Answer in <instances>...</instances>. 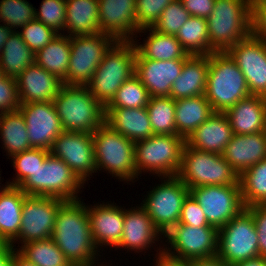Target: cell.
Segmentation results:
<instances>
[{"mask_svg":"<svg viewBox=\"0 0 266 266\" xmlns=\"http://www.w3.org/2000/svg\"><path fill=\"white\" fill-rule=\"evenodd\" d=\"M83 201H65L59 207L51 238L72 265L89 266L101 261L103 255L93 242Z\"/></svg>","mask_w":266,"mask_h":266,"instance_id":"cell-1","label":"cell"},{"mask_svg":"<svg viewBox=\"0 0 266 266\" xmlns=\"http://www.w3.org/2000/svg\"><path fill=\"white\" fill-rule=\"evenodd\" d=\"M53 102L64 131L93 134L105 123V106L86 85L63 84Z\"/></svg>","mask_w":266,"mask_h":266,"instance_id":"cell-2","label":"cell"},{"mask_svg":"<svg viewBox=\"0 0 266 266\" xmlns=\"http://www.w3.org/2000/svg\"><path fill=\"white\" fill-rule=\"evenodd\" d=\"M206 20L209 54L227 51L251 34L250 0H216Z\"/></svg>","mask_w":266,"mask_h":266,"instance_id":"cell-3","label":"cell"},{"mask_svg":"<svg viewBox=\"0 0 266 266\" xmlns=\"http://www.w3.org/2000/svg\"><path fill=\"white\" fill-rule=\"evenodd\" d=\"M204 96L214 112H226L238 101L250 96L245 77L230 55L212 52Z\"/></svg>","mask_w":266,"mask_h":266,"instance_id":"cell-4","label":"cell"},{"mask_svg":"<svg viewBox=\"0 0 266 266\" xmlns=\"http://www.w3.org/2000/svg\"><path fill=\"white\" fill-rule=\"evenodd\" d=\"M95 164L98 171L109 173L120 182L138 181L135 167V142L116 132L108 124L93 134ZM103 170V171H102Z\"/></svg>","mask_w":266,"mask_h":266,"instance_id":"cell-5","label":"cell"},{"mask_svg":"<svg viewBox=\"0 0 266 266\" xmlns=\"http://www.w3.org/2000/svg\"><path fill=\"white\" fill-rule=\"evenodd\" d=\"M137 49L133 41H116L105 53L91 80L87 83L95 99L105 107L121 85L135 75Z\"/></svg>","mask_w":266,"mask_h":266,"instance_id":"cell-6","label":"cell"},{"mask_svg":"<svg viewBox=\"0 0 266 266\" xmlns=\"http://www.w3.org/2000/svg\"><path fill=\"white\" fill-rule=\"evenodd\" d=\"M176 177L189 189L199 186H240L239 175L222 154L196 150L186 143Z\"/></svg>","mask_w":266,"mask_h":266,"instance_id":"cell-7","label":"cell"},{"mask_svg":"<svg viewBox=\"0 0 266 266\" xmlns=\"http://www.w3.org/2000/svg\"><path fill=\"white\" fill-rule=\"evenodd\" d=\"M84 186L87 185L63 160L49 153L43 165H39L18 187L26 195L51 196L72 201L82 199L79 193Z\"/></svg>","mask_w":266,"mask_h":266,"instance_id":"cell-8","label":"cell"},{"mask_svg":"<svg viewBox=\"0 0 266 266\" xmlns=\"http://www.w3.org/2000/svg\"><path fill=\"white\" fill-rule=\"evenodd\" d=\"M184 146L185 139L179 135L153 134L147 139L136 141L137 177H141L145 172L155 177L176 176Z\"/></svg>","mask_w":266,"mask_h":266,"instance_id":"cell-9","label":"cell"},{"mask_svg":"<svg viewBox=\"0 0 266 266\" xmlns=\"http://www.w3.org/2000/svg\"><path fill=\"white\" fill-rule=\"evenodd\" d=\"M159 179L161 184L158 183L147 191L140 205L156 228L165 235L179 223L182 205L189 194V188L176 176H162Z\"/></svg>","mask_w":266,"mask_h":266,"instance_id":"cell-10","label":"cell"},{"mask_svg":"<svg viewBox=\"0 0 266 266\" xmlns=\"http://www.w3.org/2000/svg\"><path fill=\"white\" fill-rule=\"evenodd\" d=\"M217 256L229 266L260 256L254 219L246 208L219 229Z\"/></svg>","mask_w":266,"mask_h":266,"instance_id":"cell-11","label":"cell"},{"mask_svg":"<svg viewBox=\"0 0 266 266\" xmlns=\"http://www.w3.org/2000/svg\"><path fill=\"white\" fill-rule=\"evenodd\" d=\"M218 231L216 227L177 224L163 235V254L182 261L216 256Z\"/></svg>","mask_w":266,"mask_h":266,"instance_id":"cell-12","label":"cell"},{"mask_svg":"<svg viewBox=\"0 0 266 266\" xmlns=\"http://www.w3.org/2000/svg\"><path fill=\"white\" fill-rule=\"evenodd\" d=\"M117 40L106 33L70 37L67 85H87L105 53Z\"/></svg>","mask_w":266,"mask_h":266,"instance_id":"cell-13","label":"cell"},{"mask_svg":"<svg viewBox=\"0 0 266 266\" xmlns=\"http://www.w3.org/2000/svg\"><path fill=\"white\" fill-rule=\"evenodd\" d=\"M64 202L57 197L27 195L23 201L18 238L12 246L16 249V242L19 248L20 244L51 238L56 214Z\"/></svg>","mask_w":266,"mask_h":266,"instance_id":"cell-14","label":"cell"},{"mask_svg":"<svg viewBox=\"0 0 266 266\" xmlns=\"http://www.w3.org/2000/svg\"><path fill=\"white\" fill-rule=\"evenodd\" d=\"M189 193L201 206L208 224L218 230L245 208L240 186H199Z\"/></svg>","mask_w":266,"mask_h":266,"instance_id":"cell-15","label":"cell"},{"mask_svg":"<svg viewBox=\"0 0 266 266\" xmlns=\"http://www.w3.org/2000/svg\"><path fill=\"white\" fill-rule=\"evenodd\" d=\"M49 151L63 160L84 184L97 173L92 134L63 131Z\"/></svg>","mask_w":266,"mask_h":266,"instance_id":"cell-16","label":"cell"},{"mask_svg":"<svg viewBox=\"0 0 266 266\" xmlns=\"http://www.w3.org/2000/svg\"><path fill=\"white\" fill-rule=\"evenodd\" d=\"M226 52L242 71L250 94L266 97V42L250 34Z\"/></svg>","mask_w":266,"mask_h":266,"instance_id":"cell-17","label":"cell"},{"mask_svg":"<svg viewBox=\"0 0 266 266\" xmlns=\"http://www.w3.org/2000/svg\"><path fill=\"white\" fill-rule=\"evenodd\" d=\"M18 110L24 117L31 148L50 150L64 131L54 102L24 103Z\"/></svg>","mask_w":266,"mask_h":266,"instance_id":"cell-18","label":"cell"},{"mask_svg":"<svg viewBox=\"0 0 266 266\" xmlns=\"http://www.w3.org/2000/svg\"><path fill=\"white\" fill-rule=\"evenodd\" d=\"M101 202L94 205L87 204L90 231L99 252L101 249L103 252L108 246L116 248L120 243L124 227V206L119 207L111 201Z\"/></svg>","mask_w":266,"mask_h":266,"instance_id":"cell-19","label":"cell"},{"mask_svg":"<svg viewBox=\"0 0 266 266\" xmlns=\"http://www.w3.org/2000/svg\"><path fill=\"white\" fill-rule=\"evenodd\" d=\"M162 236L163 234L140 204L126 209L124 207V227L117 250L127 249V252L131 250L140 255V252L146 253L150 250L151 246L154 249L157 246L156 241L158 244L159 241L163 244Z\"/></svg>","mask_w":266,"mask_h":266,"instance_id":"cell-20","label":"cell"},{"mask_svg":"<svg viewBox=\"0 0 266 266\" xmlns=\"http://www.w3.org/2000/svg\"><path fill=\"white\" fill-rule=\"evenodd\" d=\"M186 59H145L138 51L135 58V75L148 90L150 97L170 96L173 82L180 75Z\"/></svg>","mask_w":266,"mask_h":266,"instance_id":"cell-21","label":"cell"},{"mask_svg":"<svg viewBox=\"0 0 266 266\" xmlns=\"http://www.w3.org/2000/svg\"><path fill=\"white\" fill-rule=\"evenodd\" d=\"M136 0H98L99 25L102 33L117 41H133L137 36Z\"/></svg>","mask_w":266,"mask_h":266,"instance_id":"cell-22","label":"cell"},{"mask_svg":"<svg viewBox=\"0 0 266 266\" xmlns=\"http://www.w3.org/2000/svg\"><path fill=\"white\" fill-rule=\"evenodd\" d=\"M16 83L21 104L54 101L63 85L58 77L36 63L29 65Z\"/></svg>","mask_w":266,"mask_h":266,"instance_id":"cell-23","label":"cell"},{"mask_svg":"<svg viewBox=\"0 0 266 266\" xmlns=\"http://www.w3.org/2000/svg\"><path fill=\"white\" fill-rule=\"evenodd\" d=\"M232 137L233 131L225 112H213L185 143L196 150L222 154Z\"/></svg>","mask_w":266,"mask_h":266,"instance_id":"cell-24","label":"cell"},{"mask_svg":"<svg viewBox=\"0 0 266 266\" xmlns=\"http://www.w3.org/2000/svg\"><path fill=\"white\" fill-rule=\"evenodd\" d=\"M222 155L240 175L243 171L266 159V132L247 135L233 134Z\"/></svg>","mask_w":266,"mask_h":266,"instance_id":"cell-25","label":"cell"},{"mask_svg":"<svg viewBox=\"0 0 266 266\" xmlns=\"http://www.w3.org/2000/svg\"><path fill=\"white\" fill-rule=\"evenodd\" d=\"M233 134L247 135L265 131L266 97L250 95L228 109Z\"/></svg>","mask_w":266,"mask_h":266,"instance_id":"cell-26","label":"cell"},{"mask_svg":"<svg viewBox=\"0 0 266 266\" xmlns=\"http://www.w3.org/2000/svg\"><path fill=\"white\" fill-rule=\"evenodd\" d=\"M105 112V123L133 142L153 135L146 107L105 108Z\"/></svg>","mask_w":266,"mask_h":266,"instance_id":"cell-27","label":"cell"},{"mask_svg":"<svg viewBox=\"0 0 266 266\" xmlns=\"http://www.w3.org/2000/svg\"><path fill=\"white\" fill-rule=\"evenodd\" d=\"M209 68L208 55H190L180 75L173 82L170 97L174 100L204 95Z\"/></svg>","mask_w":266,"mask_h":266,"instance_id":"cell-28","label":"cell"},{"mask_svg":"<svg viewBox=\"0 0 266 266\" xmlns=\"http://www.w3.org/2000/svg\"><path fill=\"white\" fill-rule=\"evenodd\" d=\"M147 36L143 42H139L135 38L133 40L137 51L145 58L151 60H174V59H187L190 55L184 50L181 43L174 35L162 34L154 30L153 28L141 29L137 32L146 34ZM149 32V33H148ZM141 43V44H140Z\"/></svg>","mask_w":266,"mask_h":266,"instance_id":"cell-29","label":"cell"},{"mask_svg":"<svg viewBox=\"0 0 266 266\" xmlns=\"http://www.w3.org/2000/svg\"><path fill=\"white\" fill-rule=\"evenodd\" d=\"M65 32L69 37L100 33L98 0H66Z\"/></svg>","mask_w":266,"mask_h":266,"instance_id":"cell-30","label":"cell"},{"mask_svg":"<svg viewBox=\"0 0 266 266\" xmlns=\"http://www.w3.org/2000/svg\"><path fill=\"white\" fill-rule=\"evenodd\" d=\"M26 196L17 186L7 185L0 192V237L8 244L18 238Z\"/></svg>","mask_w":266,"mask_h":266,"instance_id":"cell-31","label":"cell"},{"mask_svg":"<svg viewBox=\"0 0 266 266\" xmlns=\"http://www.w3.org/2000/svg\"><path fill=\"white\" fill-rule=\"evenodd\" d=\"M214 112L204 95L175 100L177 133L185 140Z\"/></svg>","mask_w":266,"mask_h":266,"instance_id":"cell-32","label":"cell"},{"mask_svg":"<svg viewBox=\"0 0 266 266\" xmlns=\"http://www.w3.org/2000/svg\"><path fill=\"white\" fill-rule=\"evenodd\" d=\"M70 37L58 34L44 48L35 53V63L67 84L70 61Z\"/></svg>","mask_w":266,"mask_h":266,"instance_id":"cell-33","label":"cell"},{"mask_svg":"<svg viewBox=\"0 0 266 266\" xmlns=\"http://www.w3.org/2000/svg\"><path fill=\"white\" fill-rule=\"evenodd\" d=\"M0 139L6 156L31 149L27 134V126L22 113L19 110L0 114Z\"/></svg>","mask_w":266,"mask_h":266,"instance_id":"cell-34","label":"cell"},{"mask_svg":"<svg viewBox=\"0 0 266 266\" xmlns=\"http://www.w3.org/2000/svg\"><path fill=\"white\" fill-rule=\"evenodd\" d=\"M34 63L35 53L17 32H13L6 40L0 54V68L4 75L16 79Z\"/></svg>","mask_w":266,"mask_h":266,"instance_id":"cell-35","label":"cell"},{"mask_svg":"<svg viewBox=\"0 0 266 266\" xmlns=\"http://www.w3.org/2000/svg\"><path fill=\"white\" fill-rule=\"evenodd\" d=\"M239 184L245 207L266 205V159L243 171Z\"/></svg>","mask_w":266,"mask_h":266,"instance_id":"cell-36","label":"cell"},{"mask_svg":"<svg viewBox=\"0 0 266 266\" xmlns=\"http://www.w3.org/2000/svg\"><path fill=\"white\" fill-rule=\"evenodd\" d=\"M175 37L188 55H209L208 27L205 18L189 16Z\"/></svg>","mask_w":266,"mask_h":266,"instance_id":"cell-37","label":"cell"},{"mask_svg":"<svg viewBox=\"0 0 266 266\" xmlns=\"http://www.w3.org/2000/svg\"><path fill=\"white\" fill-rule=\"evenodd\" d=\"M16 250L36 266H70L63 252L52 238L27 242Z\"/></svg>","mask_w":266,"mask_h":266,"instance_id":"cell-38","label":"cell"},{"mask_svg":"<svg viewBox=\"0 0 266 266\" xmlns=\"http://www.w3.org/2000/svg\"><path fill=\"white\" fill-rule=\"evenodd\" d=\"M153 134L178 135L175 123V100L170 96L150 97L146 106Z\"/></svg>","mask_w":266,"mask_h":266,"instance_id":"cell-39","label":"cell"},{"mask_svg":"<svg viewBox=\"0 0 266 266\" xmlns=\"http://www.w3.org/2000/svg\"><path fill=\"white\" fill-rule=\"evenodd\" d=\"M149 100L148 90L140 79L133 75L121 85L112 101L105 108H144Z\"/></svg>","mask_w":266,"mask_h":266,"instance_id":"cell-40","label":"cell"},{"mask_svg":"<svg viewBox=\"0 0 266 266\" xmlns=\"http://www.w3.org/2000/svg\"><path fill=\"white\" fill-rule=\"evenodd\" d=\"M32 5L27 0H1L0 23L18 32L26 23L35 19V7Z\"/></svg>","mask_w":266,"mask_h":266,"instance_id":"cell-41","label":"cell"},{"mask_svg":"<svg viewBox=\"0 0 266 266\" xmlns=\"http://www.w3.org/2000/svg\"><path fill=\"white\" fill-rule=\"evenodd\" d=\"M49 150L40 148H31L24 152L13 155L10 161L15 170V177L12 181L5 182L10 186H19L25 179H27L39 165H43Z\"/></svg>","mask_w":266,"mask_h":266,"instance_id":"cell-42","label":"cell"},{"mask_svg":"<svg viewBox=\"0 0 266 266\" xmlns=\"http://www.w3.org/2000/svg\"><path fill=\"white\" fill-rule=\"evenodd\" d=\"M35 19L65 34L66 0H42L39 9L35 8Z\"/></svg>","mask_w":266,"mask_h":266,"instance_id":"cell-43","label":"cell"},{"mask_svg":"<svg viewBox=\"0 0 266 266\" xmlns=\"http://www.w3.org/2000/svg\"><path fill=\"white\" fill-rule=\"evenodd\" d=\"M17 33L34 53L44 48L59 34L37 19L26 23Z\"/></svg>","mask_w":266,"mask_h":266,"instance_id":"cell-44","label":"cell"},{"mask_svg":"<svg viewBox=\"0 0 266 266\" xmlns=\"http://www.w3.org/2000/svg\"><path fill=\"white\" fill-rule=\"evenodd\" d=\"M190 14L185 10L181 0H173L161 13L153 29L162 34L176 36Z\"/></svg>","mask_w":266,"mask_h":266,"instance_id":"cell-45","label":"cell"},{"mask_svg":"<svg viewBox=\"0 0 266 266\" xmlns=\"http://www.w3.org/2000/svg\"><path fill=\"white\" fill-rule=\"evenodd\" d=\"M173 0H136L135 16L137 30L153 28L163 10Z\"/></svg>","mask_w":266,"mask_h":266,"instance_id":"cell-46","label":"cell"},{"mask_svg":"<svg viewBox=\"0 0 266 266\" xmlns=\"http://www.w3.org/2000/svg\"><path fill=\"white\" fill-rule=\"evenodd\" d=\"M20 106L16 79L5 75L0 80V114L16 111Z\"/></svg>","mask_w":266,"mask_h":266,"instance_id":"cell-47","label":"cell"},{"mask_svg":"<svg viewBox=\"0 0 266 266\" xmlns=\"http://www.w3.org/2000/svg\"><path fill=\"white\" fill-rule=\"evenodd\" d=\"M178 224H185L193 227H213L208 224L201 206L190 193L183 202Z\"/></svg>","mask_w":266,"mask_h":266,"instance_id":"cell-48","label":"cell"},{"mask_svg":"<svg viewBox=\"0 0 266 266\" xmlns=\"http://www.w3.org/2000/svg\"><path fill=\"white\" fill-rule=\"evenodd\" d=\"M254 219L258 235L259 255L266 257V205H252L245 207Z\"/></svg>","mask_w":266,"mask_h":266,"instance_id":"cell-49","label":"cell"},{"mask_svg":"<svg viewBox=\"0 0 266 266\" xmlns=\"http://www.w3.org/2000/svg\"><path fill=\"white\" fill-rule=\"evenodd\" d=\"M251 34L266 42V6H251Z\"/></svg>","mask_w":266,"mask_h":266,"instance_id":"cell-50","label":"cell"},{"mask_svg":"<svg viewBox=\"0 0 266 266\" xmlns=\"http://www.w3.org/2000/svg\"><path fill=\"white\" fill-rule=\"evenodd\" d=\"M216 0H181L183 7L190 14L200 18H207L212 10Z\"/></svg>","mask_w":266,"mask_h":266,"instance_id":"cell-51","label":"cell"},{"mask_svg":"<svg viewBox=\"0 0 266 266\" xmlns=\"http://www.w3.org/2000/svg\"><path fill=\"white\" fill-rule=\"evenodd\" d=\"M160 246L154 249L157 254L154 256L156 261L154 260V263H151L153 266H190L189 261L177 260L166 256L163 254V245L162 247Z\"/></svg>","mask_w":266,"mask_h":266,"instance_id":"cell-52","label":"cell"},{"mask_svg":"<svg viewBox=\"0 0 266 266\" xmlns=\"http://www.w3.org/2000/svg\"><path fill=\"white\" fill-rule=\"evenodd\" d=\"M190 266H229L217 255L208 258H197L189 261Z\"/></svg>","mask_w":266,"mask_h":266,"instance_id":"cell-53","label":"cell"},{"mask_svg":"<svg viewBox=\"0 0 266 266\" xmlns=\"http://www.w3.org/2000/svg\"><path fill=\"white\" fill-rule=\"evenodd\" d=\"M15 250L16 249L8 243L0 250V266H12V259Z\"/></svg>","mask_w":266,"mask_h":266,"instance_id":"cell-54","label":"cell"},{"mask_svg":"<svg viewBox=\"0 0 266 266\" xmlns=\"http://www.w3.org/2000/svg\"><path fill=\"white\" fill-rule=\"evenodd\" d=\"M233 266H266V257L259 256L236 263Z\"/></svg>","mask_w":266,"mask_h":266,"instance_id":"cell-55","label":"cell"},{"mask_svg":"<svg viewBox=\"0 0 266 266\" xmlns=\"http://www.w3.org/2000/svg\"><path fill=\"white\" fill-rule=\"evenodd\" d=\"M12 266H36L25 257H23L17 250L14 251Z\"/></svg>","mask_w":266,"mask_h":266,"instance_id":"cell-56","label":"cell"},{"mask_svg":"<svg viewBox=\"0 0 266 266\" xmlns=\"http://www.w3.org/2000/svg\"><path fill=\"white\" fill-rule=\"evenodd\" d=\"M13 31L5 24H0V54L6 40L11 36Z\"/></svg>","mask_w":266,"mask_h":266,"instance_id":"cell-57","label":"cell"},{"mask_svg":"<svg viewBox=\"0 0 266 266\" xmlns=\"http://www.w3.org/2000/svg\"><path fill=\"white\" fill-rule=\"evenodd\" d=\"M251 6H266V0H250Z\"/></svg>","mask_w":266,"mask_h":266,"instance_id":"cell-58","label":"cell"},{"mask_svg":"<svg viewBox=\"0 0 266 266\" xmlns=\"http://www.w3.org/2000/svg\"><path fill=\"white\" fill-rule=\"evenodd\" d=\"M0 176H1V171H0ZM2 179H1V177H0V181H1ZM0 192L8 185L7 183H6V185L3 183L2 184V182H0Z\"/></svg>","mask_w":266,"mask_h":266,"instance_id":"cell-59","label":"cell"},{"mask_svg":"<svg viewBox=\"0 0 266 266\" xmlns=\"http://www.w3.org/2000/svg\"><path fill=\"white\" fill-rule=\"evenodd\" d=\"M100 262H96V263H94V264H91V265H89V266H108V265H106V264H104V261H103V264L102 263H100ZM109 266H111V265H109Z\"/></svg>","mask_w":266,"mask_h":266,"instance_id":"cell-60","label":"cell"},{"mask_svg":"<svg viewBox=\"0 0 266 266\" xmlns=\"http://www.w3.org/2000/svg\"><path fill=\"white\" fill-rule=\"evenodd\" d=\"M7 243L0 237V250L6 245Z\"/></svg>","mask_w":266,"mask_h":266,"instance_id":"cell-61","label":"cell"},{"mask_svg":"<svg viewBox=\"0 0 266 266\" xmlns=\"http://www.w3.org/2000/svg\"><path fill=\"white\" fill-rule=\"evenodd\" d=\"M4 73L2 72V69L0 68V80L4 77Z\"/></svg>","mask_w":266,"mask_h":266,"instance_id":"cell-62","label":"cell"},{"mask_svg":"<svg viewBox=\"0 0 266 266\" xmlns=\"http://www.w3.org/2000/svg\"><path fill=\"white\" fill-rule=\"evenodd\" d=\"M70 266H86V265H72V264H71Z\"/></svg>","mask_w":266,"mask_h":266,"instance_id":"cell-63","label":"cell"}]
</instances>
